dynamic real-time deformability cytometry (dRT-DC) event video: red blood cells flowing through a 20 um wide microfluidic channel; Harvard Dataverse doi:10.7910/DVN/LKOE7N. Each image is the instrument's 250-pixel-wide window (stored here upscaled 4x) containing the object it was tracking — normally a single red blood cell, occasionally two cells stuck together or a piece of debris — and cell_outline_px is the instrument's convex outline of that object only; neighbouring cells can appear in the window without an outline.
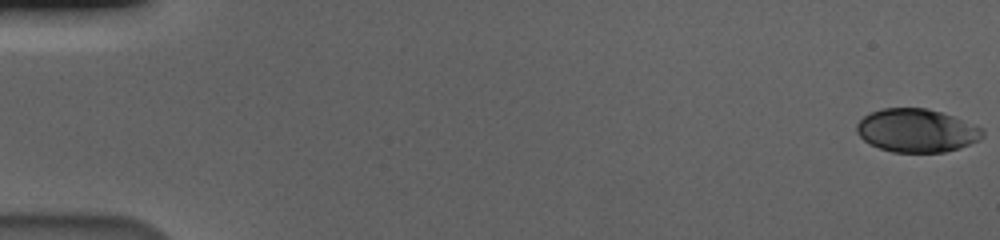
{"species": "human", "species_latin": "Homo sapiens", "temperature_condition": "cold", "stored_images_in_passage": 59, "camera_frame_rate_fps": 3000, "um_per_image_px": 0.085, "donor": {"sex": "male"}, "frame": {"image": 1, "passage_image": 1, "time_ms": 0.0, "image_size_px": [1000, 240], "cell_outline_px": [[984, 136], [980, 140], [960, 148], [944, 152], [892, 152], [868, 144], [856, 132], [856, 124], [864, 116], [880, 108], [928, 108], [952, 116], [984, 128]], "centroid_in_image_um": [77.92, 11.1], "position_along_channel_um": 7.1, "area_um2": 31.91}}
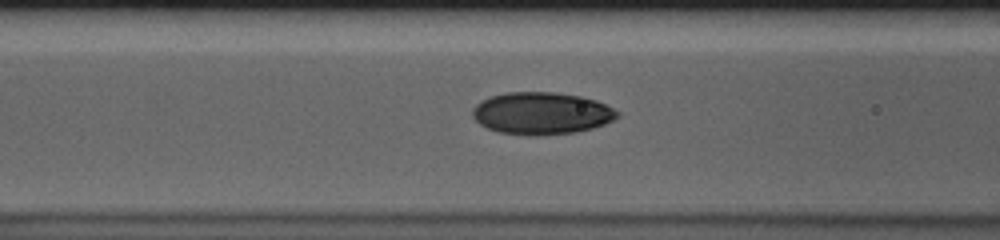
{"frame": {"image": 2, "passage_image": 25, "time_ms": 8.0, "image_size_px": [1000, 240], "cell_outline_px": [[620, 116], [604, 124], [592, 128], [572, 132], [500, 132], [488, 128], [480, 124], [472, 116], [472, 108], [476, 104], [492, 96], [508, 92], [552, 92], [580, 96], [596, 100], [620, 112]], "centroid_in_image_um": [46.05, 9.57], "position_along_channel_um": 120.6, "area_um2": 34.28}}
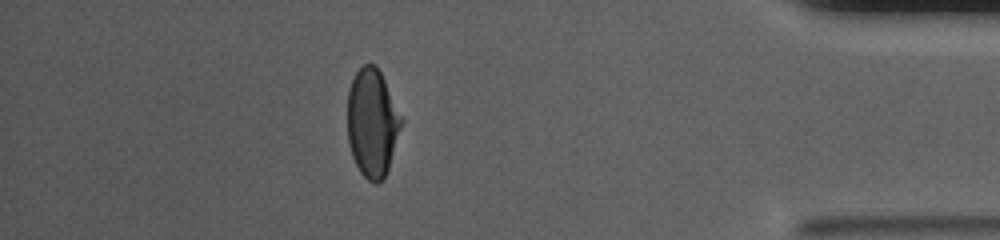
{"frame": {"image": 3, "passage_image": 52, "time_ms": 17.0, "image_size_px": [1000, 240], "cell_outline_px": [[404, 120], [384, 180], [376, 184], [368, 180], [360, 172], [352, 156], [348, 140], [348, 92], [352, 80], [356, 72], [364, 64], [376, 64]], "centroid_in_image_um": [31.65, 10.46], "position_along_channel_um": 403.5, "area_um2": 33.87}, "authors_computed_cell_mechanics": {"area_um2": 34.2754, "velocity_mm_per_s": 3.5867, "shape_relaxation_time_tau1_ms": 3.5835, "shape_relaxation_time_tau2_ms": 1.3222, "deformation_change_tau1": 0.1523, "deformation_change_tau2": 0.0454}}